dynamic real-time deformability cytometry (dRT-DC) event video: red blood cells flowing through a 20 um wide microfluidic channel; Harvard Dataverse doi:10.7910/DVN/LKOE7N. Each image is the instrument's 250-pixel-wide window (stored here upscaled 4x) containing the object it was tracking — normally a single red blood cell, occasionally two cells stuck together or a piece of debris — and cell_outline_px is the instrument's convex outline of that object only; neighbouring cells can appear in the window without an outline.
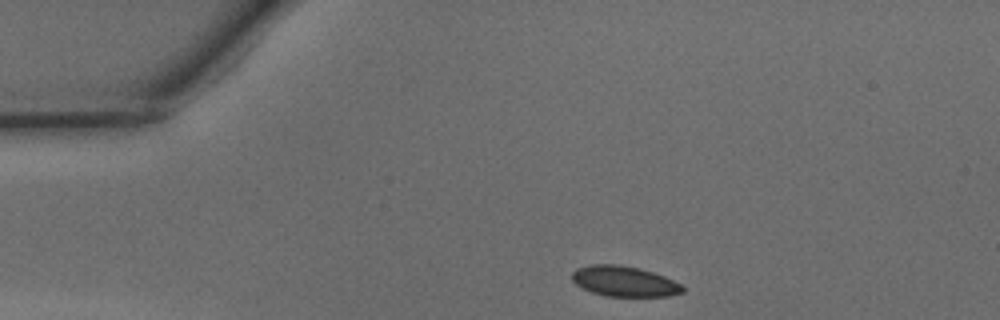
{"species": "common noctule bat (a hibernating species)", "species_latin": "Nyctalus noctula", "temperature_condition": "warm", "stored_images_in_passage": 30, "camera_frame_rate_fps": 3000, "um_per_image_px": 0.085, "animal": {"sex": "male", "body_mass_g": 15.6}, "frame": {"image": 1, "passage_image": 1, "time_ms": 0.0, "image_size_px": [1000, 320], "cell_outline_px": [[684, 292], [668, 296], [604, 296], [592, 292], [576, 284], [572, 280], [572, 272], [576, 268], [592, 264], [616, 264], [636, 268], [652, 272], [664, 276], [680, 284], [684, 288]], "centroid_in_image_um": [53.04, 23.91], "position_along_channel_um": 32.0, "area_um2": 19.42}}
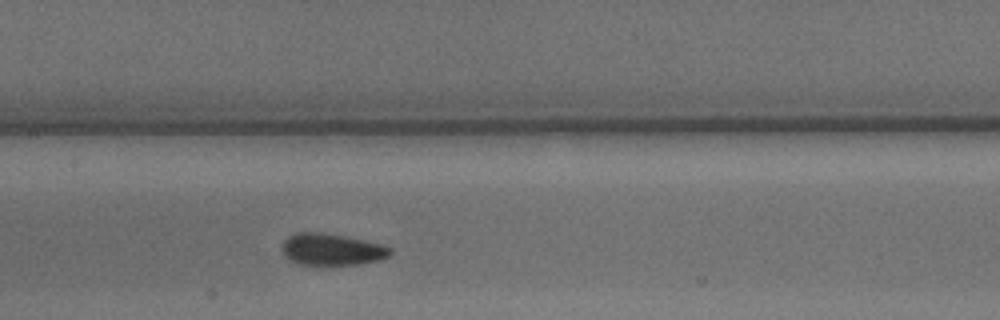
{"frame": {"image": 2, "passage_image": 15, "time_ms": 4.667, "image_size_px": [1000, 320], "cell_outline_px": [[392, 252], [388, 256], [380, 260], [360, 264], [296, 264], [288, 260], [284, 256], [280, 248], [284, 240], [288, 236], [296, 232], [320, 232], [344, 236], [384, 244], [392, 248]], "centroid_in_image_um": [28.17, 21.2], "position_along_channel_um": 179.2, "area_um2": 20.23}}
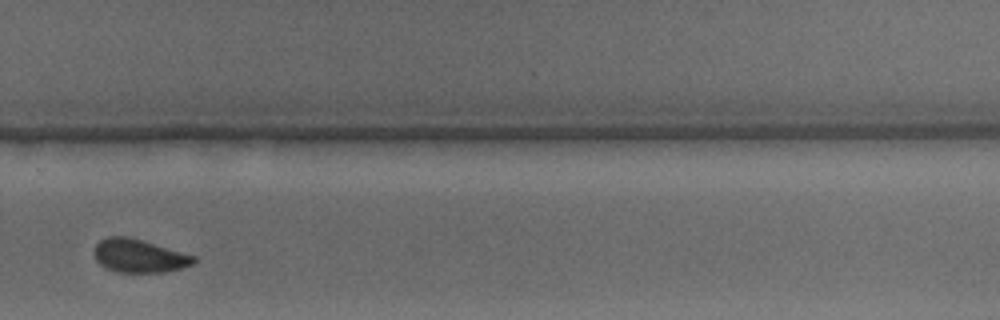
{"frame": {"image": 3, "passage_image": 25, "time_ms": 8.0, "image_size_px": [1000, 320], "cell_outline_px": [[196, 260], [192, 264], [180, 268], [164, 272], [116, 272], [104, 268], [96, 260], [96, 244], [100, 240], [108, 236], [128, 236], [144, 240], [196, 256]], "centroid_in_image_um": [11.83, 21.74], "position_along_channel_um": 318.0, "area_um2": 19.31}, "authors_computed_cell_mechanics": {"area_um2": 20.1722, "velocity_mm_per_s": 4.171, "shape_relaxation_time_tau1_ms": 6.1714, "shape_relaxation_time_tau2_ms": 0.8477, "deformation_change_tau1": 0.1236, "deformation_change_tau2": 0.0543}}